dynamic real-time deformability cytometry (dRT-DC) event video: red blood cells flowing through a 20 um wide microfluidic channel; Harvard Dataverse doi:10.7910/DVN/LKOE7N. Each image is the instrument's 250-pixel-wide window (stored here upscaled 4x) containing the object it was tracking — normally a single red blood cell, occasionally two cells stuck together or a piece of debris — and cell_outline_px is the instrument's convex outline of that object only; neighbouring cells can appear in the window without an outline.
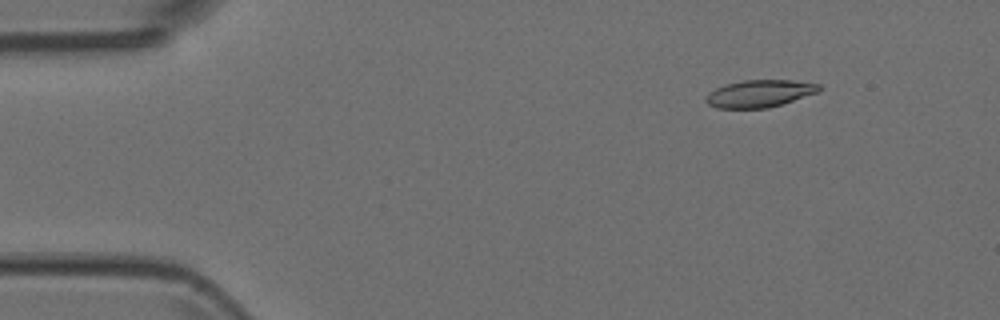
{"species": "Egyptian fruit bat (a non-hibernating species)", "species_latin": "Rousettus aegyptiacus", "temperature_condition": "room temperature", "stored_images_in_passage": 7, "camera_frame_rate_fps": 3000, "um_per_image_px": 0.085, "animal": {"sex": "female"}, "frame": {"image": 1, "passage_image": 1, "time_ms": 0.0, "image_size_px": [1000, 320], "cell_outline_px": [[820, 92], [768, 108], [716, 108], [708, 104], [704, 100], [704, 96], [708, 92], [724, 84], [744, 80], [792, 80], [820, 84]], "centroid_in_image_um": [64.53, 7.95], "position_along_channel_um": 20.5, "area_um2": 18.15}}
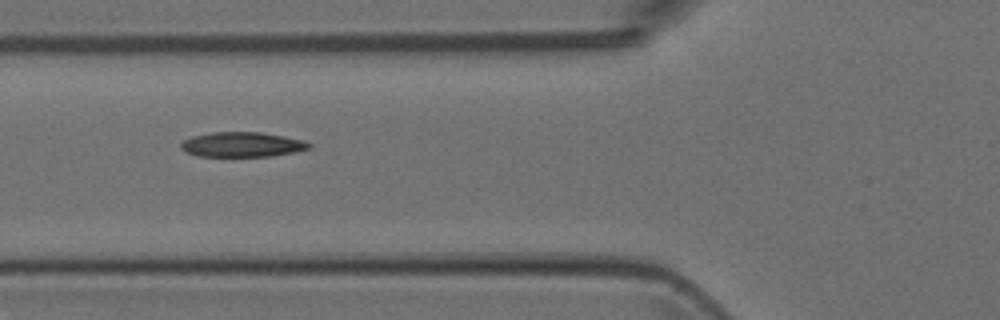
{"frame": {"image": 2, "passage_image": 5, "time_ms": 1.333, "image_size_px": [1000, 320], "cell_outline_px": [[312, 148], [272, 156], [196, 156], [180, 148], [180, 144], [184, 140], [192, 136], [212, 132], [260, 132], [284, 136], [304, 140], [312, 144]], "centroid_in_image_um": [20.59, 12.28], "position_along_channel_um": 105.2, "area_um2": 18.55}}
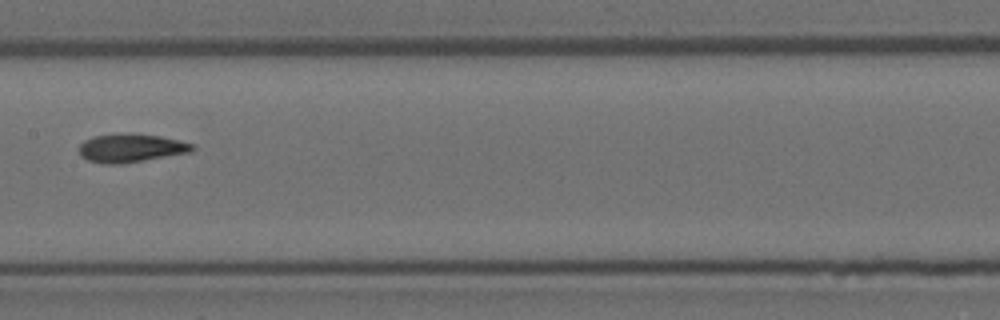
{"frame": {"image": 3, "passage_image": 7, "time_ms": 2.0, "image_size_px": [1000, 320], "cell_outline_px": [[196, 148], [192, 152], [120, 164], [104, 164], [88, 160], [80, 156], [80, 144], [84, 140], [92, 136], [120, 132], [124, 132], [160, 136], [180, 140], [192, 144]], "centroid_in_image_um": [11.12, 12.56], "position_along_channel_um": 196.3, "area_um2": 19.02}}